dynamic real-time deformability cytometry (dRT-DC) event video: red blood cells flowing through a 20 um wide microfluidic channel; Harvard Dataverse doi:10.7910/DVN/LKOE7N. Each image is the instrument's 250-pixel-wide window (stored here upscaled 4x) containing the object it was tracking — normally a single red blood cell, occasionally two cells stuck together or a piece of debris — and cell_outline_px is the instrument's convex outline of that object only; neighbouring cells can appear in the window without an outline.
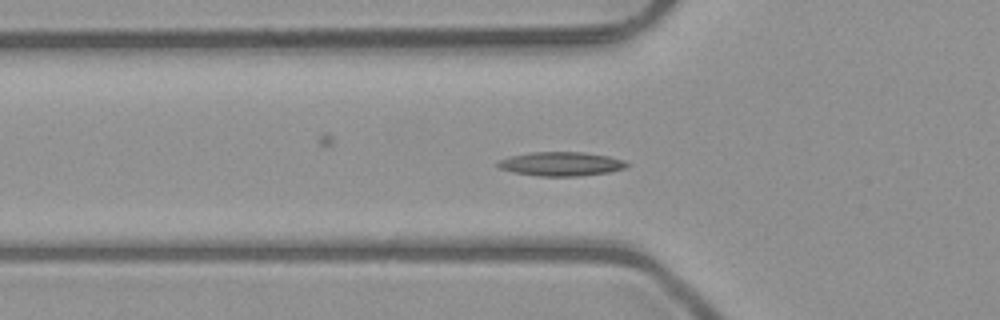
{"species": "common noctule bat (a hibernating species)", "species_latin": "Nyctalus noctula", "temperature_condition": "room temperature", "stored_images_in_passage": 53, "camera_frame_rate_fps": 3000, "um_per_image_px": 0.085, "animal": {"sex": "male", "body_mass_g": 23.1, "forearm_length_mm": 52.7}, "frame": {"image": 1, "passage_image": 18, "time_ms": 5.667, "image_size_px": [1000, 320], "cell_outline_px": [[628, 164], [624, 168], [608, 172], [580, 176], [540, 176], [512, 172], [500, 168], [496, 164], [500, 160], [508, 156], [532, 152], [584, 152], [608, 156], [624, 160]], "centroid_in_image_um": [47.67, 13.93], "position_along_channel_um": 78.1, "area_um2": 17.98}}
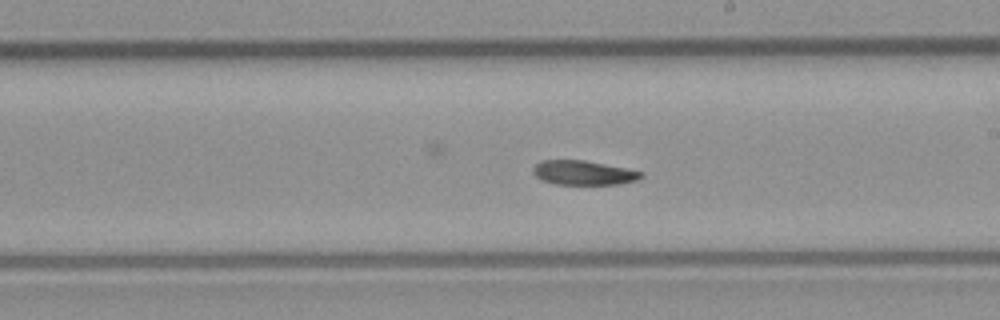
{"frame": {"image": 2, "passage_image": 30, "time_ms": 9.667, "image_size_px": [1000, 320], "cell_outline_px": [[644, 176], [636, 180], [620, 184], [556, 184], [540, 180], [532, 172], [532, 168], [540, 160], [584, 160], [644, 172]], "centroid_in_image_um": [49.56, 14.68], "position_along_channel_um": 239.4, "area_um2": 15.32}}
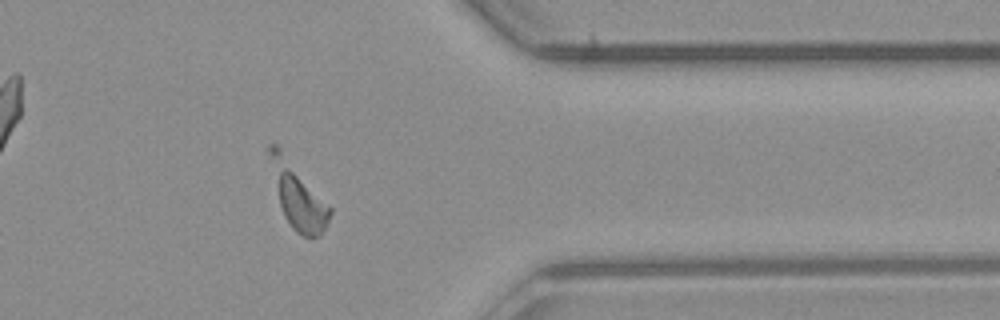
{"frame": {"image": 3, "passage_image": 42, "time_ms": 13.667, "image_size_px": [1000, 320], "cell_outline_px": [[332, 212], [320, 236], [304, 236], [296, 232], [292, 228], [284, 216], [280, 204], [268, 152], [268, 144], [280, 144], [332, 208]], "centroid_in_image_um": [25.33, 16.57], "position_along_channel_um": 386.1, "area_um2": 22.6}}